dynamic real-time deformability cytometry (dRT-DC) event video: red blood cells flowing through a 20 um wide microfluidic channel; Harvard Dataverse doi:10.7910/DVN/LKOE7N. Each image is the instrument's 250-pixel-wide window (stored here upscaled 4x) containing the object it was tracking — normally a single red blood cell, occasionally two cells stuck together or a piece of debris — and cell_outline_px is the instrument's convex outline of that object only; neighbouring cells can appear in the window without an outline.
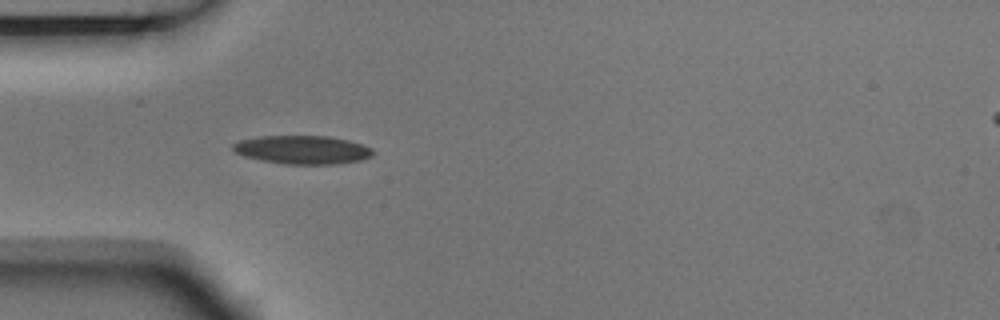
{"species": "Egyptian fruit bat (a non-hibernating species)", "species_latin": "Rousettus aegyptiacus", "temperature_condition": "room temperature", "stored_images_in_passage": 2, "camera_frame_rate_fps": 3000, "um_per_image_px": 0.085, "animal": {"sex": "male"}, "frame": {"image": 1, "passage_image": 2, "time_ms": 0.333, "image_size_px": [1000, 320], "cell_outline_px": [[376, 152], [372, 156], [360, 160], [336, 164], [284, 164], [244, 156], [236, 152], [232, 148], [232, 144], [240, 140], [260, 136], [328, 136], [348, 140], [372, 148]], "centroid_in_image_um": [25.73, 12.73], "position_along_channel_um": 59.3, "area_um2": 23.12}}